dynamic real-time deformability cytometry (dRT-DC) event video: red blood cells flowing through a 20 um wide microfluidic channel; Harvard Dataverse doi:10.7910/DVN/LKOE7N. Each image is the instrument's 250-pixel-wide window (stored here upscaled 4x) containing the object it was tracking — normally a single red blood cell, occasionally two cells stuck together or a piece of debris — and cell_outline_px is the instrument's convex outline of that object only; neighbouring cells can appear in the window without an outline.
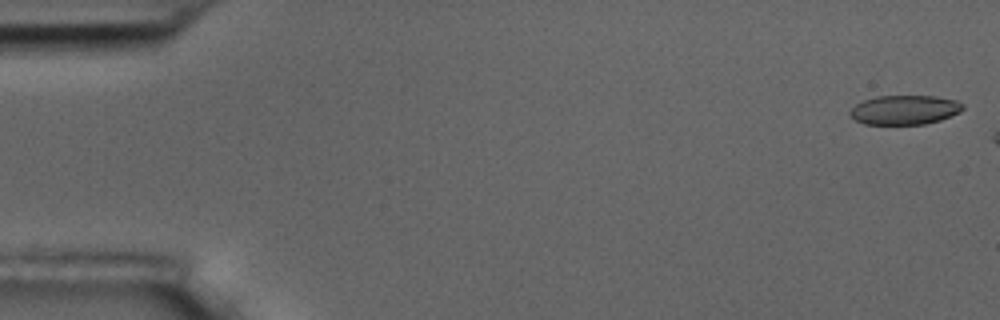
{"species": "common noctule bat (a hibernating species)", "species_latin": "Nyctalus noctula", "temperature_condition": "room temperature", "stored_images_in_passage": 3, "camera_frame_rate_fps": 3000, "um_per_image_px": 0.085, "animal": {"sex": "male", "body_mass_g": 17.5, "forearm_length_mm": 52.3}, "frame": {"image": 1, "passage_image": 1, "time_ms": 0.0, "image_size_px": [1000, 320], "cell_outline_px": [[964, 108], [960, 112], [940, 120], [924, 124], [864, 124], [856, 120], [848, 112], [856, 104], [864, 100], [876, 96], [936, 96], [956, 100], [964, 104]], "centroid_in_image_um": [76.91, 9.33], "position_along_channel_um": 8.1, "area_um2": 19.25}}